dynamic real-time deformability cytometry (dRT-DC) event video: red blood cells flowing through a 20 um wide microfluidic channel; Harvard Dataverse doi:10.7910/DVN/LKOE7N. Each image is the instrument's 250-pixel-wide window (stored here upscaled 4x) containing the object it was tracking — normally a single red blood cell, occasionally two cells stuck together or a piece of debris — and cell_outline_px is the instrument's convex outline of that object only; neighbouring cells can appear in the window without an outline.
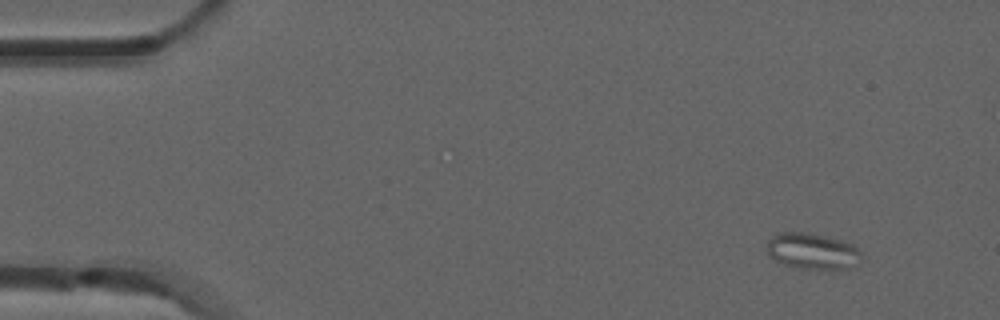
{"species": "common noctule bat (a hibernating species)", "species_latin": "Nyctalus noctula", "temperature_condition": "room temperature", "stored_images_in_passage": 4, "camera_frame_rate_fps": 3000, "um_per_image_px": 0.085, "animal": {"sex": "male", "forearm_length_mm": 52.5}, "frame": {"image": 1, "passage_image": 1, "time_ms": 0.0, "image_size_px": [1000, 320], "cell_outline_px": [[860, 256], [856, 268], [800, 268], [784, 264], [768, 256], [768, 240], [772, 236], [780, 232], [812, 232], [840, 240], [852, 244], [860, 252]], "centroid_in_image_um": [69.04, 21.33], "position_along_channel_um": 16.0, "area_um2": 19.71}}
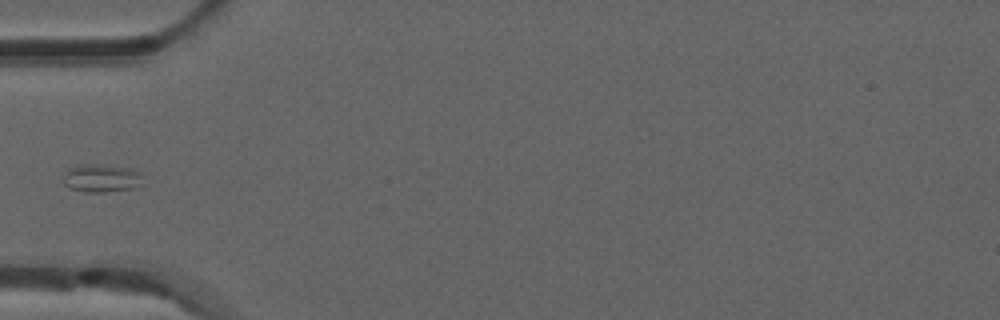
{"frame": {"image": 2, "passage_image": 4, "time_ms": 1.0, "image_size_px": [1000, 320], "cell_outline_px": [[144, 184], [136, 188], [104, 192], [84, 192], [68, 188], [64, 184], [64, 172], [68, 168], [80, 164], [104, 164], [132, 168], [140, 172]], "centroid_in_image_um": [8.64, 15.14], "position_along_channel_um": 76.4, "area_um2": 13.47}}